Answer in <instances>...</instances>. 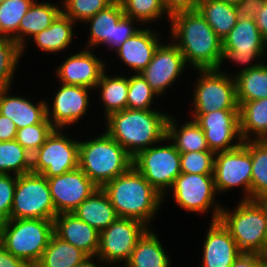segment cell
<instances>
[{
  "mask_svg": "<svg viewBox=\"0 0 267 267\" xmlns=\"http://www.w3.org/2000/svg\"><path fill=\"white\" fill-rule=\"evenodd\" d=\"M54 235L79 248L88 256H96L99 232L72 213H59L53 219Z\"/></svg>",
  "mask_w": 267,
  "mask_h": 267,
  "instance_id": "24",
  "label": "cell"
},
{
  "mask_svg": "<svg viewBox=\"0 0 267 267\" xmlns=\"http://www.w3.org/2000/svg\"><path fill=\"white\" fill-rule=\"evenodd\" d=\"M108 70L109 68L102 73L100 81L94 89L96 96H99L97 103L100 101L104 119L114 112L127 108L128 74L124 71L120 75L119 73L109 74ZM124 73L125 75H123Z\"/></svg>",
  "mask_w": 267,
  "mask_h": 267,
  "instance_id": "27",
  "label": "cell"
},
{
  "mask_svg": "<svg viewBox=\"0 0 267 267\" xmlns=\"http://www.w3.org/2000/svg\"><path fill=\"white\" fill-rule=\"evenodd\" d=\"M264 267H267V248L260 254Z\"/></svg>",
  "mask_w": 267,
  "mask_h": 267,
  "instance_id": "52",
  "label": "cell"
},
{
  "mask_svg": "<svg viewBox=\"0 0 267 267\" xmlns=\"http://www.w3.org/2000/svg\"><path fill=\"white\" fill-rule=\"evenodd\" d=\"M40 1V2H39ZM35 0L19 24V46L23 49L30 39L47 29L62 12V3Z\"/></svg>",
  "mask_w": 267,
  "mask_h": 267,
  "instance_id": "28",
  "label": "cell"
},
{
  "mask_svg": "<svg viewBox=\"0 0 267 267\" xmlns=\"http://www.w3.org/2000/svg\"><path fill=\"white\" fill-rule=\"evenodd\" d=\"M22 58V48L18 43L0 37V89L13 87Z\"/></svg>",
  "mask_w": 267,
  "mask_h": 267,
  "instance_id": "39",
  "label": "cell"
},
{
  "mask_svg": "<svg viewBox=\"0 0 267 267\" xmlns=\"http://www.w3.org/2000/svg\"><path fill=\"white\" fill-rule=\"evenodd\" d=\"M148 227L142 222L118 217L106 229L99 232L97 257L108 266H123Z\"/></svg>",
  "mask_w": 267,
  "mask_h": 267,
  "instance_id": "16",
  "label": "cell"
},
{
  "mask_svg": "<svg viewBox=\"0 0 267 267\" xmlns=\"http://www.w3.org/2000/svg\"><path fill=\"white\" fill-rule=\"evenodd\" d=\"M57 214L72 213L98 187L78 167L47 179Z\"/></svg>",
  "mask_w": 267,
  "mask_h": 267,
  "instance_id": "20",
  "label": "cell"
},
{
  "mask_svg": "<svg viewBox=\"0 0 267 267\" xmlns=\"http://www.w3.org/2000/svg\"><path fill=\"white\" fill-rule=\"evenodd\" d=\"M54 129L31 157V172L51 178L78 168L79 138ZM73 138H72V137Z\"/></svg>",
  "mask_w": 267,
  "mask_h": 267,
  "instance_id": "12",
  "label": "cell"
},
{
  "mask_svg": "<svg viewBox=\"0 0 267 267\" xmlns=\"http://www.w3.org/2000/svg\"><path fill=\"white\" fill-rule=\"evenodd\" d=\"M266 57L267 42L262 38L255 19L238 18L234 28L222 40L221 57L216 70L235 78L266 61ZM227 62V66L233 64L238 71L227 72L225 70Z\"/></svg>",
  "mask_w": 267,
  "mask_h": 267,
  "instance_id": "6",
  "label": "cell"
},
{
  "mask_svg": "<svg viewBox=\"0 0 267 267\" xmlns=\"http://www.w3.org/2000/svg\"><path fill=\"white\" fill-rule=\"evenodd\" d=\"M56 215L47 178L34 172L17 176L10 219L53 220Z\"/></svg>",
  "mask_w": 267,
  "mask_h": 267,
  "instance_id": "13",
  "label": "cell"
},
{
  "mask_svg": "<svg viewBox=\"0 0 267 267\" xmlns=\"http://www.w3.org/2000/svg\"><path fill=\"white\" fill-rule=\"evenodd\" d=\"M252 159L251 200L267 197V140L243 141Z\"/></svg>",
  "mask_w": 267,
  "mask_h": 267,
  "instance_id": "35",
  "label": "cell"
},
{
  "mask_svg": "<svg viewBox=\"0 0 267 267\" xmlns=\"http://www.w3.org/2000/svg\"><path fill=\"white\" fill-rule=\"evenodd\" d=\"M88 255L54 234L36 267H75Z\"/></svg>",
  "mask_w": 267,
  "mask_h": 267,
  "instance_id": "33",
  "label": "cell"
},
{
  "mask_svg": "<svg viewBox=\"0 0 267 267\" xmlns=\"http://www.w3.org/2000/svg\"><path fill=\"white\" fill-rule=\"evenodd\" d=\"M17 176L0 174V223L10 219Z\"/></svg>",
  "mask_w": 267,
  "mask_h": 267,
  "instance_id": "44",
  "label": "cell"
},
{
  "mask_svg": "<svg viewBox=\"0 0 267 267\" xmlns=\"http://www.w3.org/2000/svg\"><path fill=\"white\" fill-rule=\"evenodd\" d=\"M170 113L156 109H124L103 119L105 130L133 158L160 141L167 135ZM105 127V128H104Z\"/></svg>",
  "mask_w": 267,
  "mask_h": 267,
  "instance_id": "2",
  "label": "cell"
},
{
  "mask_svg": "<svg viewBox=\"0 0 267 267\" xmlns=\"http://www.w3.org/2000/svg\"><path fill=\"white\" fill-rule=\"evenodd\" d=\"M251 176V154L244 143L234 149L215 153L213 177L219 196L241 189L240 200H251Z\"/></svg>",
  "mask_w": 267,
  "mask_h": 267,
  "instance_id": "14",
  "label": "cell"
},
{
  "mask_svg": "<svg viewBox=\"0 0 267 267\" xmlns=\"http://www.w3.org/2000/svg\"><path fill=\"white\" fill-rule=\"evenodd\" d=\"M231 267H264L259 253L241 252Z\"/></svg>",
  "mask_w": 267,
  "mask_h": 267,
  "instance_id": "47",
  "label": "cell"
},
{
  "mask_svg": "<svg viewBox=\"0 0 267 267\" xmlns=\"http://www.w3.org/2000/svg\"><path fill=\"white\" fill-rule=\"evenodd\" d=\"M187 68L190 69L179 48L171 40L167 43L165 38L155 50L151 62L140 74L161 98L170 88H174V83L182 78L188 71Z\"/></svg>",
  "mask_w": 267,
  "mask_h": 267,
  "instance_id": "17",
  "label": "cell"
},
{
  "mask_svg": "<svg viewBox=\"0 0 267 267\" xmlns=\"http://www.w3.org/2000/svg\"><path fill=\"white\" fill-rule=\"evenodd\" d=\"M102 189L118 217L135 219L148 228H154V217L163 208V196L134 166L106 183Z\"/></svg>",
  "mask_w": 267,
  "mask_h": 267,
  "instance_id": "3",
  "label": "cell"
},
{
  "mask_svg": "<svg viewBox=\"0 0 267 267\" xmlns=\"http://www.w3.org/2000/svg\"><path fill=\"white\" fill-rule=\"evenodd\" d=\"M53 234V220L8 219L0 223V244L29 266L38 264Z\"/></svg>",
  "mask_w": 267,
  "mask_h": 267,
  "instance_id": "7",
  "label": "cell"
},
{
  "mask_svg": "<svg viewBox=\"0 0 267 267\" xmlns=\"http://www.w3.org/2000/svg\"><path fill=\"white\" fill-rule=\"evenodd\" d=\"M224 2H227V3H231V4H236L238 2H240L241 0H222Z\"/></svg>",
  "mask_w": 267,
  "mask_h": 267,
  "instance_id": "54",
  "label": "cell"
},
{
  "mask_svg": "<svg viewBox=\"0 0 267 267\" xmlns=\"http://www.w3.org/2000/svg\"><path fill=\"white\" fill-rule=\"evenodd\" d=\"M31 157L16 140L0 141V174L19 176L31 172Z\"/></svg>",
  "mask_w": 267,
  "mask_h": 267,
  "instance_id": "36",
  "label": "cell"
},
{
  "mask_svg": "<svg viewBox=\"0 0 267 267\" xmlns=\"http://www.w3.org/2000/svg\"><path fill=\"white\" fill-rule=\"evenodd\" d=\"M203 130L210 151L234 149L243 143L239 129V110H217L202 115H189Z\"/></svg>",
  "mask_w": 267,
  "mask_h": 267,
  "instance_id": "19",
  "label": "cell"
},
{
  "mask_svg": "<svg viewBox=\"0 0 267 267\" xmlns=\"http://www.w3.org/2000/svg\"><path fill=\"white\" fill-rule=\"evenodd\" d=\"M93 49L81 48L68 54L54 69L57 83L82 86L94 90L102 73L108 68L107 62L96 55ZM99 56V57H98Z\"/></svg>",
  "mask_w": 267,
  "mask_h": 267,
  "instance_id": "18",
  "label": "cell"
},
{
  "mask_svg": "<svg viewBox=\"0 0 267 267\" xmlns=\"http://www.w3.org/2000/svg\"><path fill=\"white\" fill-rule=\"evenodd\" d=\"M205 228L203 244L201 243V261L199 267H231L239 256L237 243L223 224L217 221H209Z\"/></svg>",
  "mask_w": 267,
  "mask_h": 267,
  "instance_id": "22",
  "label": "cell"
},
{
  "mask_svg": "<svg viewBox=\"0 0 267 267\" xmlns=\"http://www.w3.org/2000/svg\"><path fill=\"white\" fill-rule=\"evenodd\" d=\"M75 267H109V266L104 264L97 256H88Z\"/></svg>",
  "mask_w": 267,
  "mask_h": 267,
  "instance_id": "51",
  "label": "cell"
},
{
  "mask_svg": "<svg viewBox=\"0 0 267 267\" xmlns=\"http://www.w3.org/2000/svg\"><path fill=\"white\" fill-rule=\"evenodd\" d=\"M218 196L213 174L181 173L163 196V204L170 197L180 210L199 216L211 213L210 221H217L223 208Z\"/></svg>",
  "mask_w": 267,
  "mask_h": 267,
  "instance_id": "8",
  "label": "cell"
},
{
  "mask_svg": "<svg viewBox=\"0 0 267 267\" xmlns=\"http://www.w3.org/2000/svg\"><path fill=\"white\" fill-rule=\"evenodd\" d=\"M73 213L98 232L106 229L118 218L108 195L102 188L96 189Z\"/></svg>",
  "mask_w": 267,
  "mask_h": 267,
  "instance_id": "29",
  "label": "cell"
},
{
  "mask_svg": "<svg viewBox=\"0 0 267 267\" xmlns=\"http://www.w3.org/2000/svg\"><path fill=\"white\" fill-rule=\"evenodd\" d=\"M115 0H61L62 12L76 24L85 23Z\"/></svg>",
  "mask_w": 267,
  "mask_h": 267,
  "instance_id": "41",
  "label": "cell"
},
{
  "mask_svg": "<svg viewBox=\"0 0 267 267\" xmlns=\"http://www.w3.org/2000/svg\"><path fill=\"white\" fill-rule=\"evenodd\" d=\"M54 129L52 123L46 118L42 123L18 129L16 141L33 155Z\"/></svg>",
  "mask_w": 267,
  "mask_h": 267,
  "instance_id": "42",
  "label": "cell"
},
{
  "mask_svg": "<svg viewBox=\"0 0 267 267\" xmlns=\"http://www.w3.org/2000/svg\"><path fill=\"white\" fill-rule=\"evenodd\" d=\"M122 4L124 15L136 19L144 26L164 20L170 22L163 0H119ZM164 18V19H163ZM167 20H166V19Z\"/></svg>",
  "mask_w": 267,
  "mask_h": 267,
  "instance_id": "37",
  "label": "cell"
},
{
  "mask_svg": "<svg viewBox=\"0 0 267 267\" xmlns=\"http://www.w3.org/2000/svg\"><path fill=\"white\" fill-rule=\"evenodd\" d=\"M197 10L221 40L234 28L238 20L235 4L222 0H201Z\"/></svg>",
  "mask_w": 267,
  "mask_h": 267,
  "instance_id": "32",
  "label": "cell"
},
{
  "mask_svg": "<svg viewBox=\"0 0 267 267\" xmlns=\"http://www.w3.org/2000/svg\"><path fill=\"white\" fill-rule=\"evenodd\" d=\"M201 0H163L168 13H176L178 11L197 10Z\"/></svg>",
  "mask_w": 267,
  "mask_h": 267,
  "instance_id": "46",
  "label": "cell"
},
{
  "mask_svg": "<svg viewBox=\"0 0 267 267\" xmlns=\"http://www.w3.org/2000/svg\"><path fill=\"white\" fill-rule=\"evenodd\" d=\"M180 123L175 114L168 117L167 137L180 153L210 151L206 137L200 126L190 117Z\"/></svg>",
  "mask_w": 267,
  "mask_h": 267,
  "instance_id": "30",
  "label": "cell"
},
{
  "mask_svg": "<svg viewBox=\"0 0 267 267\" xmlns=\"http://www.w3.org/2000/svg\"><path fill=\"white\" fill-rule=\"evenodd\" d=\"M159 30L151 26H142L137 33L114 51L117 61L119 59V63H123V69H129L127 74H138L151 62L155 50L165 39L162 37L164 34Z\"/></svg>",
  "mask_w": 267,
  "mask_h": 267,
  "instance_id": "21",
  "label": "cell"
},
{
  "mask_svg": "<svg viewBox=\"0 0 267 267\" xmlns=\"http://www.w3.org/2000/svg\"><path fill=\"white\" fill-rule=\"evenodd\" d=\"M235 82L238 103L267 98V60L237 75Z\"/></svg>",
  "mask_w": 267,
  "mask_h": 267,
  "instance_id": "34",
  "label": "cell"
},
{
  "mask_svg": "<svg viewBox=\"0 0 267 267\" xmlns=\"http://www.w3.org/2000/svg\"><path fill=\"white\" fill-rule=\"evenodd\" d=\"M229 208L223 204L219 221L241 252L261 254L267 248V215L259 200H240ZM227 206V207H226Z\"/></svg>",
  "mask_w": 267,
  "mask_h": 267,
  "instance_id": "5",
  "label": "cell"
},
{
  "mask_svg": "<svg viewBox=\"0 0 267 267\" xmlns=\"http://www.w3.org/2000/svg\"><path fill=\"white\" fill-rule=\"evenodd\" d=\"M16 124L8 117L0 114V141L16 140Z\"/></svg>",
  "mask_w": 267,
  "mask_h": 267,
  "instance_id": "48",
  "label": "cell"
},
{
  "mask_svg": "<svg viewBox=\"0 0 267 267\" xmlns=\"http://www.w3.org/2000/svg\"><path fill=\"white\" fill-rule=\"evenodd\" d=\"M77 24L68 18L63 12H61L57 18L52 22V25L42 32L38 33L32 41H29L27 45L22 49V56L27 54V46L30 43L37 46L42 53L59 55L58 53H65L66 49H70L74 43V38L76 35ZM76 29V30H75ZM72 44V45H71Z\"/></svg>",
  "mask_w": 267,
  "mask_h": 267,
  "instance_id": "25",
  "label": "cell"
},
{
  "mask_svg": "<svg viewBox=\"0 0 267 267\" xmlns=\"http://www.w3.org/2000/svg\"><path fill=\"white\" fill-rule=\"evenodd\" d=\"M259 201L265 206L266 215H267V197L266 198H263L262 200H259Z\"/></svg>",
  "mask_w": 267,
  "mask_h": 267,
  "instance_id": "53",
  "label": "cell"
},
{
  "mask_svg": "<svg viewBox=\"0 0 267 267\" xmlns=\"http://www.w3.org/2000/svg\"><path fill=\"white\" fill-rule=\"evenodd\" d=\"M266 0H241L235 4L238 18H255Z\"/></svg>",
  "mask_w": 267,
  "mask_h": 267,
  "instance_id": "45",
  "label": "cell"
},
{
  "mask_svg": "<svg viewBox=\"0 0 267 267\" xmlns=\"http://www.w3.org/2000/svg\"><path fill=\"white\" fill-rule=\"evenodd\" d=\"M214 157L212 151L180 153L181 173L213 174Z\"/></svg>",
  "mask_w": 267,
  "mask_h": 267,
  "instance_id": "43",
  "label": "cell"
},
{
  "mask_svg": "<svg viewBox=\"0 0 267 267\" xmlns=\"http://www.w3.org/2000/svg\"><path fill=\"white\" fill-rule=\"evenodd\" d=\"M195 71V72H194ZM189 115H202L217 110H239L235 78L216 69H194Z\"/></svg>",
  "mask_w": 267,
  "mask_h": 267,
  "instance_id": "9",
  "label": "cell"
},
{
  "mask_svg": "<svg viewBox=\"0 0 267 267\" xmlns=\"http://www.w3.org/2000/svg\"><path fill=\"white\" fill-rule=\"evenodd\" d=\"M59 84L58 89L52 91L54 94L47 99L46 111L47 119L52 123L55 129H66L82 124L83 118L87 119V113L92 106L91 95L94 96V90L63 83ZM93 93V94H92Z\"/></svg>",
  "mask_w": 267,
  "mask_h": 267,
  "instance_id": "15",
  "label": "cell"
},
{
  "mask_svg": "<svg viewBox=\"0 0 267 267\" xmlns=\"http://www.w3.org/2000/svg\"><path fill=\"white\" fill-rule=\"evenodd\" d=\"M254 19L262 38L267 42V0L264 2L262 10Z\"/></svg>",
  "mask_w": 267,
  "mask_h": 267,
  "instance_id": "50",
  "label": "cell"
},
{
  "mask_svg": "<svg viewBox=\"0 0 267 267\" xmlns=\"http://www.w3.org/2000/svg\"><path fill=\"white\" fill-rule=\"evenodd\" d=\"M148 228L138 239L124 267H172L173 259L160 241L159 232Z\"/></svg>",
  "mask_w": 267,
  "mask_h": 267,
  "instance_id": "26",
  "label": "cell"
},
{
  "mask_svg": "<svg viewBox=\"0 0 267 267\" xmlns=\"http://www.w3.org/2000/svg\"><path fill=\"white\" fill-rule=\"evenodd\" d=\"M83 24L87 25V31L89 30L83 47L96 50L103 46L109 52L117 50L143 26L136 19L124 15L119 0H115L106 9L99 11Z\"/></svg>",
  "mask_w": 267,
  "mask_h": 267,
  "instance_id": "10",
  "label": "cell"
},
{
  "mask_svg": "<svg viewBox=\"0 0 267 267\" xmlns=\"http://www.w3.org/2000/svg\"><path fill=\"white\" fill-rule=\"evenodd\" d=\"M13 87L0 89V114L10 118L18 129L42 123L47 118L46 100H34L27 96L12 95ZM11 92V93H10Z\"/></svg>",
  "mask_w": 267,
  "mask_h": 267,
  "instance_id": "23",
  "label": "cell"
},
{
  "mask_svg": "<svg viewBox=\"0 0 267 267\" xmlns=\"http://www.w3.org/2000/svg\"><path fill=\"white\" fill-rule=\"evenodd\" d=\"M159 95L150 87L143 76L138 74H128L127 108L150 110L155 109V100Z\"/></svg>",
  "mask_w": 267,
  "mask_h": 267,
  "instance_id": "40",
  "label": "cell"
},
{
  "mask_svg": "<svg viewBox=\"0 0 267 267\" xmlns=\"http://www.w3.org/2000/svg\"><path fill=\"white\" fill-rule=\"evenodd\" d=\"M35 0H6L0 4V37L19 44V24Z\"/></svg>",
  "mask_w": 267,
  "mask_h": 267,
  "instance_id": "38",
  "label": "cell"
},
{
  "mask_svg": "<svg viewBox=\"0 0 267 267\" xmlns=\"http://www.w3.org/2000/svg\"><path fill=\"white\" fill-rule=\"evenodd\" d=\"M238 104L242 141L267 140V98Z\"/></svg>",
  "mask_w": 267,
  "mask_h": 267,
  "instance_id": "31",
  "label": "cell"
},
{
  "mask_svg": "<svg viewBox=\"0 0 267 267\" xmlns=\"http://www.w3.org/2000/svg\"><path fill=\"white\" fill-rule=\"evenodd\" d=\"M133 166L164 196L181 174L180 152L166 136L159 143L140 151L133 158Z\"/></svg>",
  "mask_w": 267,
  "mask_h": 267,
  "instance_id": "11",
  "label": "cell"
},
{
  "mask_svg": "<svg viewBox=\"0 0 267 267\" xmlns=\"http://www.w3.org/2000/svg\"><path fill=\"white\" fill-rule=\"evenodd\" d=\"M0 267H29L22 259L15 257L0 244Z\"/></svg>",
  "mask_w": 267,
  "mask_h": 267,
  "instance_id": "49",
  "label": "cell"
},
{
  "mask_svg": "<svg viewBox=\"0 0 267 267\" xmlns=\"http://www.w3.org/2000/svg\"><path fill=\"white\" fill-rule=\"evenodd\" d=\"M79 139L78 167L98 187L127 172L133 157L105 130ZM86 137L88 139H86Z\"/></svg>",
  "mask_w": 267,
  "mask_h": 267,
  "instance_id": "4",
  "label": "cell"
},
{
  "mask_svg": "<svg viewBox=\"0 0 267 267\" xmlns=\"http://www.w3.org/2000/svg\"><path fill=\"white\" fill-rule=\"evenodd\" d=\"M167 24L168 40L171 39L179 48L190 69H216L221 57L222 40L198 10L172 13Z\"/></svg>",
  "mask_w": 267,
  "mask_h": 267,
  "instance_id": "1",
  "label": "cell"
}]
</instances>
